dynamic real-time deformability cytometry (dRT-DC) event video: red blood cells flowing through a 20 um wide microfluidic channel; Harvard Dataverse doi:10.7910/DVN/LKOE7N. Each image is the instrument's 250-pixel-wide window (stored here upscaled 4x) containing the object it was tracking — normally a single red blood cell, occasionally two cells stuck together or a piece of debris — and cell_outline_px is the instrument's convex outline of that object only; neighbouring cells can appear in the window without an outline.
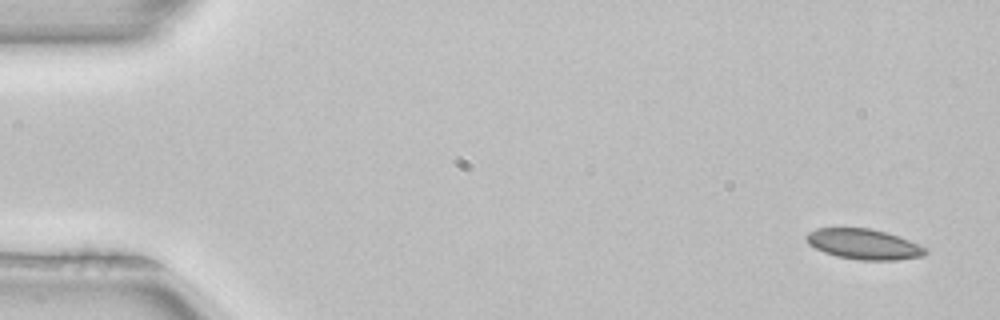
{"species": "common noctule bat (a hibernating species)", "species_latin": "Nyctalus noctula", "temperature_condition": "room temperature", "stored_images_in_passage": 3, "camera_frame_rate_fps": 3000, "um_per_image_px": 0.085, "animal": {"sex": "female", "body_mass_g": 22.7, "forearm_length_mm": 54.2}, "frame": {"image": 1, "passage_image": 1, "time_ms": 0.0, "image_size_px": [1000, 320], "cell_outline_px": [[928, 252], [924, 256], [896, 260], [860, 260], [836, 256], [824, 252], [808, 244], [804, 236], [808, 232], [816, 228], [872, 228], [888, 232], [900, 236], [928, 248]], "centroid_in_image_um": [73.44, 20.75], "position_along_channel_um": 11.6, "area_um2": 21.39}}
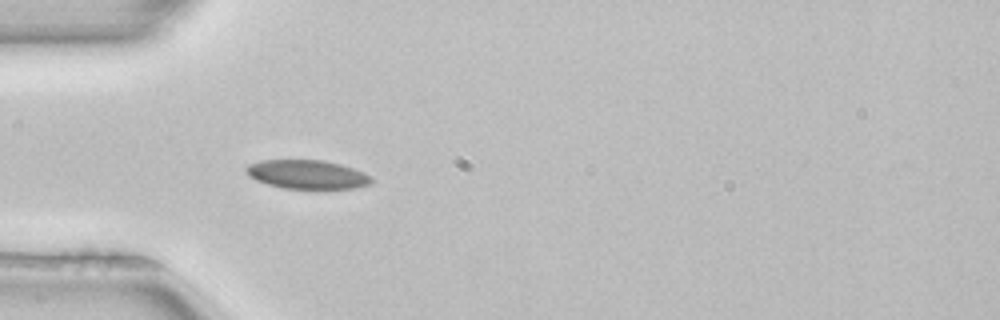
{"frame": {"image": 2, "passage_image": 3, "time_ms": 0.667, "image_size_px": [1000, 320], "cell_outline_px": [[372, 184], [356, 188], [284, 188], [268, 184], [256, 180], [248, 176], [244, 172], [244, 168], [248, 164], [260, 160], [324, 160], [340, 164], [364, 172], [372, 176]], "centroid_in_image_um": [26.09, 14.82], "position_along_channel_um": 58.9, "area_um2": 21.15}}